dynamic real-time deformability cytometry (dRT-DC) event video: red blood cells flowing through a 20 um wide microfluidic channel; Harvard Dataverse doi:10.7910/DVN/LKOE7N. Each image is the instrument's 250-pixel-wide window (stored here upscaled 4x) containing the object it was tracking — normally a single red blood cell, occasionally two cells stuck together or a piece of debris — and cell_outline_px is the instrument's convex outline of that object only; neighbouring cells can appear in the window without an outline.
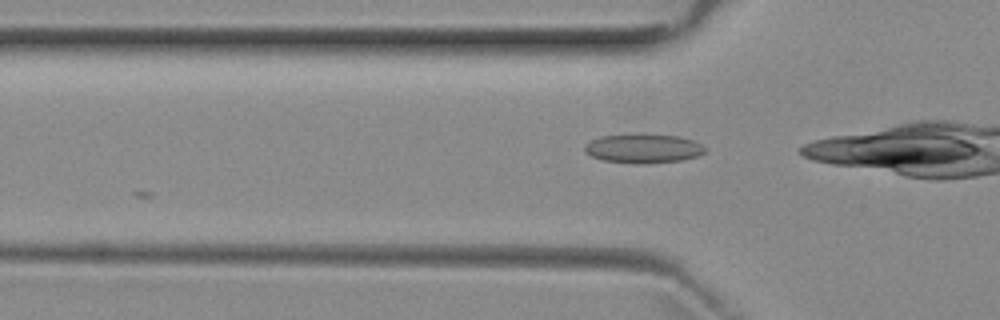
{"species": "common noctule bat (a hibernating species)", "species_latin": "Nyctalus noctula", "temperature_condition": "room temperature", "stored_images_in_passage": 2, "camera_frame_rate_fps": 3000, "um_per_image_px": 0.085, "animal": {"sex": "female", "body_mass_g": 29.2, "forearm_length_mm": 56.3}, "frame": {"image": 1, "passage_image": 2, "time_ms": 1.0, "image_size_px": [1000, 320], "cell_outline_px": [[708, 148], [704, 152], [696, 156], [680, 160], [644, 164], [636, 164], [604, 160], [592, 156], [584, 152], [584, 144], [600, 136], [632, 132], [644, 132], [680, 136], [692, 140]], "centroid_in_image_um": [54.65, 12.58], "position_along_channel_um": 71.2, "area_um2": 21.1}}